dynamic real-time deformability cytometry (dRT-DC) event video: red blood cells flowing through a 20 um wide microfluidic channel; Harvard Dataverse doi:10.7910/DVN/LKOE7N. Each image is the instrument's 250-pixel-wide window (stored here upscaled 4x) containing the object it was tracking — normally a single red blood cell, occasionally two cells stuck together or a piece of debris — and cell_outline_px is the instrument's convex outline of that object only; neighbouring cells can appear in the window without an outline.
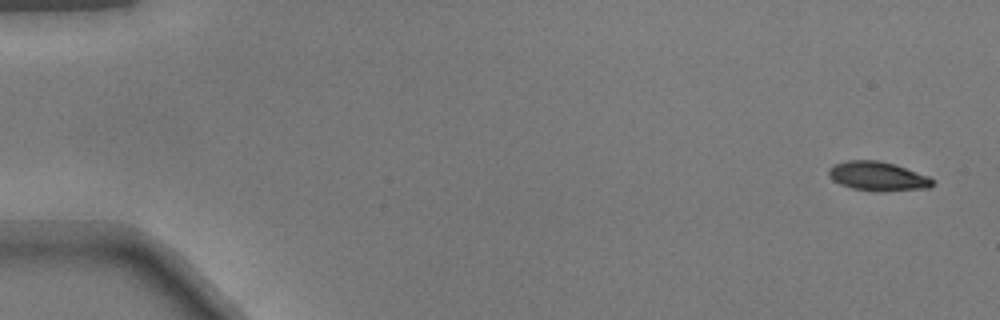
{"species": "common noctule bat (a hibernating species)", "species_latin": "Nyctalus noctula", "temperature_condition": "warm", "stored_images_in_passage": 50, "camera_frame_rate_fps": 3000, "um_per_image_px": 0.085, "animal": {"sex": "male", "body_mass_g": 17.9}, "frame": {"image": 1, "passage_image": 1, "time_ms": 0.0, "image_size_px": [1000, 320], "cell_outline_px": [[936, 184], [928, 188], [880, 192], [876, 192], [852, 188], [840, 184], [832, 180], [828, 176], [828, 168], [836, 164], [848, 160], [876, 160], [896, 164], [928, 176], [936, 180]], "centroid_in_image_um": [74.64, 14.99], "position_along_channel_um": 10.4, "area_um2": 17.92}}
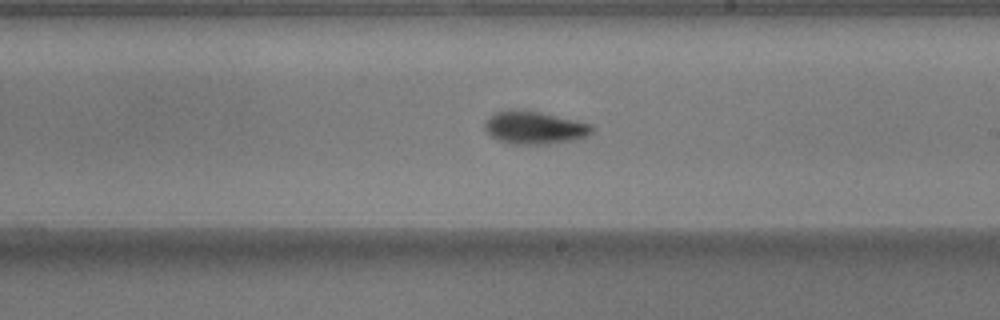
{"frame": {"image": 2, "passage_image": 29, "time_ms": 9.333, "image_size_px": [1000, 320], "cell_outline_px": [[592, 132], [584, 136], [568, 140], [544, 144], [516, 144], [500, 140], [492, 136], [484, 128], [484, 124], [496, 112], [512, 108], [536, 112], [592, 124]], "centroid_in_image_um": [45.39, 10.84], "position_along_channel_um": 243.6, "area_um2": 19.71}}
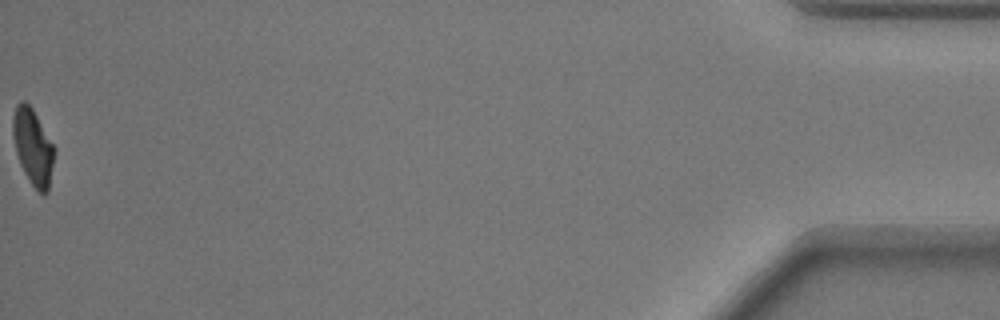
{"frame": {"image": 3, "passage_image": 50, "time_ms": 16.333, "image_size_px": [1000, 320], "cell_outline_px": [[56, 148], [48, 192], [44, 196], [32, 184], [24, 172], [20, 164], [16, 152], [12, 136], [12, 116], [16, 104], [20, 100], [24, 100], [32, 108]], "centroid_in_image_um": [2.8, 12.46], "position_along_channel_um": 432.4, "area_um2": 18.55}}